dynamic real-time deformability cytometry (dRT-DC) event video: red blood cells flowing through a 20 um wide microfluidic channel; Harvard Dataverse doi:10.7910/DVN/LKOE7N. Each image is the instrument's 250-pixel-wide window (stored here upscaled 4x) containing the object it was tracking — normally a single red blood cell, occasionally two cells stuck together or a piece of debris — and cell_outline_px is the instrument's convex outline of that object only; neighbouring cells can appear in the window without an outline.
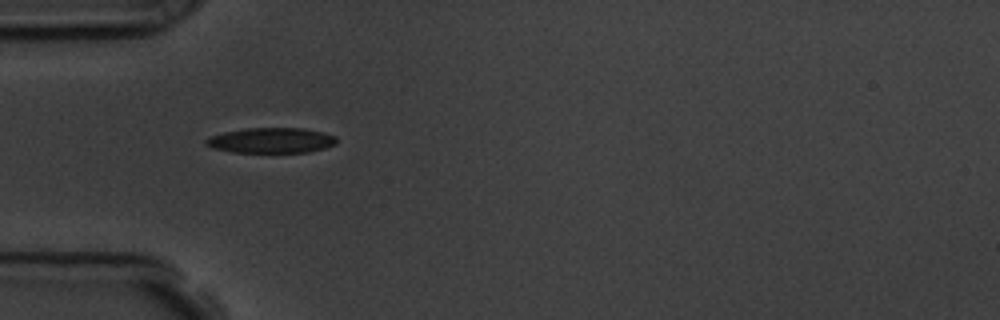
{"species": "common noctule bat (a hibernating species)", "species_latin": "Nyctalus noctula", "temperature_condition": "room temperature", "stored_images_in_passage": 40, "camera_frame_rate_fps": 3000, "um_per_image_px": 0.085, "animal": {"sex": "male", "body_mass_g": 19.5, "forearm_length_mm": 54.6}, "frame": {"image": 1, "passage_image": 1, "time_ms": 0.0, "image_size_px": [1000, 320], "cell_outline_px": [[336, 144], [324, 148], [308, 152], [232, 152], [212, 148], [204, 144], [204, 140], [212, 136], [224, 132], [248, 128], [304, 128], [324, 132], [336, 136]], "centroid_in_image_um": [23.06, 11.93], "position_along_channel_um": 61.9, "area_um2": 19.25}}
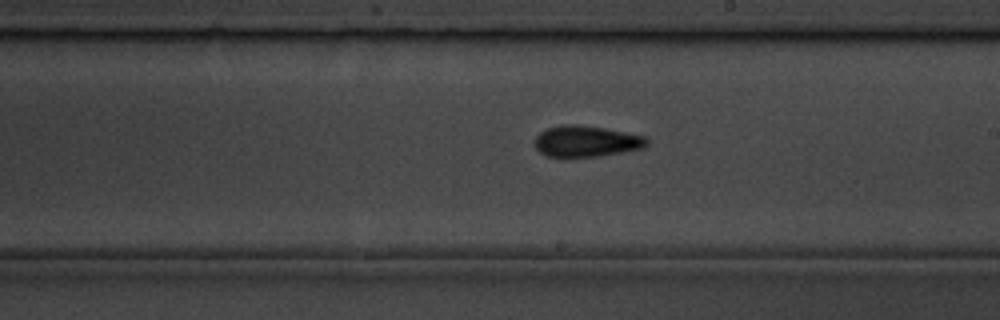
{"frame": {"image": 2, "passage_image": 16, "time_ms": 5.0, "image_size_px": [1000, 320], "cell_outline_px": [[648, 144], [644, 148], [596, 156], [548, 156], [540, 152], [536, 148], [536, 136], [540, 132], [548, 128], [560, 124], [580, 124], [604, 128], [648, 136]], "centroid_in_image_um": [49.87, 11.98], "position_along_channel_um": 239.1, "area_um2": 20.23}}
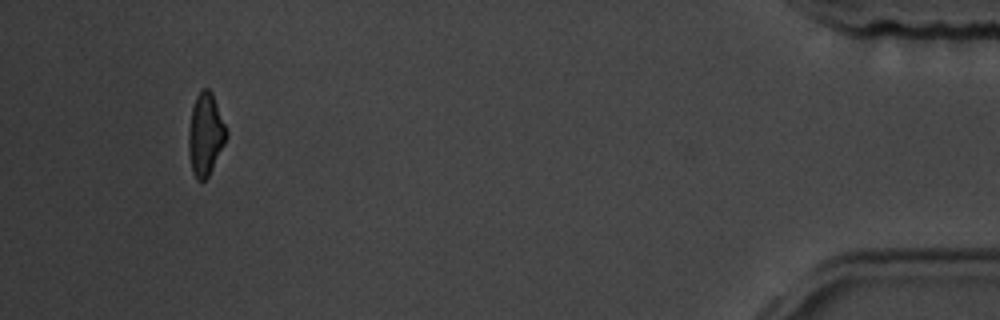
{"frame": {"image": 3, "passage_image": 37, "time_ms": 12.0, "image_size_px": [1000, 320], "cell_outline_px": [[228, 136], [208, 176], [204, 180], [196, 180], [192, 172], [188, 156], [188, 132], [192, 108], [196, 96], [200, 88], [208, 88], [212, 92], [228, 132]], "centroid_in_image_um": [17.45, 11.41], "position_along_channel_um": 417.8, "area_um2": 18.21}, "authors_computed_cell_mechanics": {"area_um2": 19.363, "velocity_mm_per_s": 3.5844, "shape_relaxation_time_tau1_ms": 4.9876, "shape_relaxation_time_tau2_ms": 4.3381, "deformation_change_tau1": 0.1244, "deformation_change_tau2": 0.1203}}